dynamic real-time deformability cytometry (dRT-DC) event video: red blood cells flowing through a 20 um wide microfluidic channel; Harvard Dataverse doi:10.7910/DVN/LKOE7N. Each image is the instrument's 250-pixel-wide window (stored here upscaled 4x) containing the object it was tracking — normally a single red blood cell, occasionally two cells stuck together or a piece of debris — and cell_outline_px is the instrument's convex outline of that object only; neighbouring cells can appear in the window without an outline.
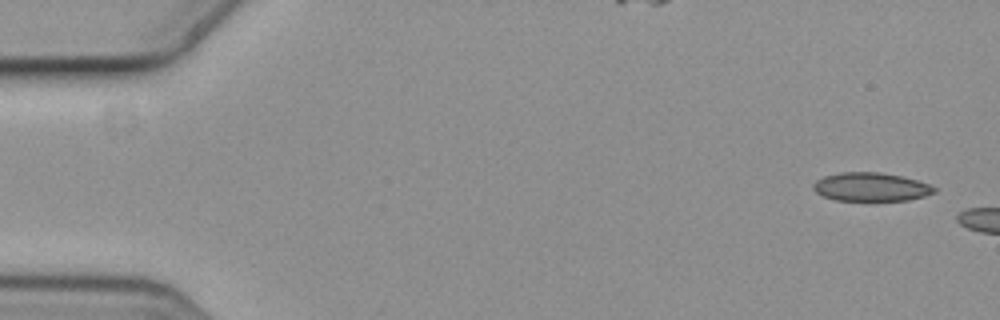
{"species": "common noctule bat (a hibernating species)", "species_latin": "Nyctalus noctula", "temperature_condition": "cold", "stored_images_in_passage": 4, "camera_frame_rate_fps": 3000, "um_per_image_px": 0.085, "animal": {"sex": "female", "body_mass_g": 19.3, "forearm_length_mm": 54.1}, "frame": {"image": 1, "passage_image": 1, "time_ms": 0.0, "image_size_px": [1000, 320], "cell_outline_px": [[936, 192], [924, 196], [908, 200], [836, 200], [824, 196], [816, 192], [812, 188], [812, 184], [816, 180], [824, 176], [840, 172], [880, 172], [900, 176], [916, 180], [928, 184], [936, 188]], "centroid_in_image_um": [74.0, 15.88], "position_along_channel_um": 11.0, "area_um2": 20.0}}